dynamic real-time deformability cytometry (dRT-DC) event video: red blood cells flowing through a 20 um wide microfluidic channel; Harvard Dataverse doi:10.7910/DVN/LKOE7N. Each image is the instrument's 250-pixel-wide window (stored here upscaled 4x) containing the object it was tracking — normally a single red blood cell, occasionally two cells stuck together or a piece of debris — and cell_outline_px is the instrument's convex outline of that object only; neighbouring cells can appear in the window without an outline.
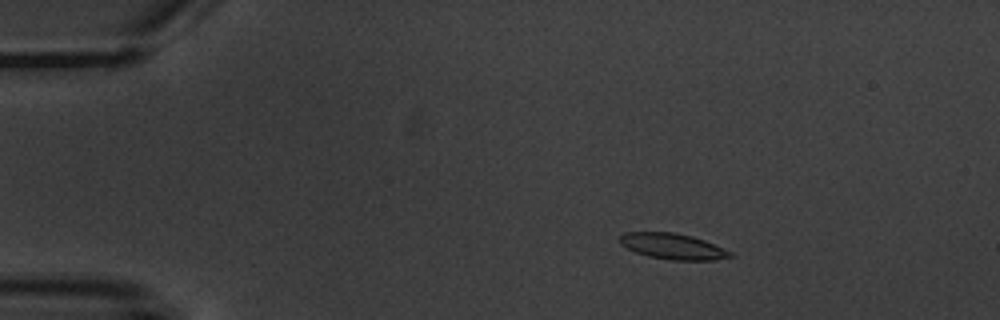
{"species": "common noctule bat (a hibernating species)", "species_latin": "Nyctalus noctula", "temperature_condition": "warm", "stored_images_in_passage": 5, "camera_frame_rate_fps": 3000, "um_per_image_px": 0.085, "animal": {"sex": "male", "body_mass_g": 20.1, "forearm_length_mm": 53.5}, "frame": {"image": 1, "passage_image": 3, "time_ms": 2.667, "image_size_px": [1000, 320], "cell_outline_px": [[736, 256], [712, 260], [672, 260], [648, 256], [636, 252], [620, 244], [616, 240], [624, 232], [672, 232], [692, 236], [704, 240], [732, 252]], "centroid_in_image_um": [57.16, 20.93], "position_along_channel_um": 27.8, "area_um2": 16.65}}